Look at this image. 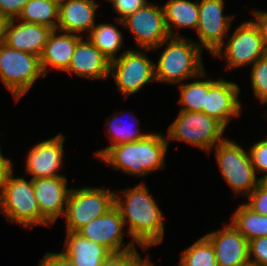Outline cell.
Wrapping results in <instances>:
<instances>
[{"label":"cell","mask_w":267,"mask_h":266,"mask_svg":"<svg viewBox=\"0 0 267 266\" xmlns=\"http://www.w3.org/2000/svg\"><path fill=\"white\" fill-rule=\"evenodd\" d=\"M114 206L120 211L124 224H128L129 236L144 251L163 242L165 225L162 211L145 182L121 193L114 192Z\"/></svg>","instance_id":"cell-1"},{"label":"cell","mask_w":267,"mask_h":266,"mask_svg":"<svg viewBox=\"0 0 267 266\" xmlns=\"http://www.w3.org/2000/svg\"><path fill=\"white\" fill-rule=\"evenodd\" d=\"M169 142L163 133H150L145 139L109 148L99 159L115 170L144 177L165 168Z\"/></svg>","instance_id":"cell-2"},{"label":"cell","mask_w":267,"mask_h":266,"mask_svg":"<svg viewBox=\"0 0 267 266\" xmlns=\"http://www.w3.org/2000/svg\"><path fill=\"white\" fill-rule=\"evenodd\" d=\"M163 46L165 49L162 50L157 64H154L157 82L181 84L186 79L206 77L203 50L192 38L170 37L153 50Z\"/></svg>","instance_id":"cell-3"},{"label":"cell","mask_w":267,"mask_h":266,"mask_svg":"<svg viewBox=\"0 0 267 266\" xmlns=\"http://www.w3.org/2000/svg\"><path fill=\"white\" fill-rule=\"evenodd\" d=\"M0 212L10 223L25 228L40 225V211L33 189V179L14 177L13 168L7 173L0 191Z\"/></svg>","instance_id":"cell-4"},{"label":"cell","mask_w":267,"mask_h":266,"mask_svg":"<svg viewBox=\"0 0 267 266\" xmlns=\"http://www.w3.org/2000/svg\"><path fill=\"white\" fill-rule=\"evenodd\" d=\"M226 127L217 119L203 112L180 110L176 119L168 127L167 141H182L210 153L214 147L224 141Z\"/></svg>","instance_id":"cell-5"},{"label":"cell","mask_w":267,"mask_h":266,"mask_svg":"<svg viewBox=\"0 0 267 266\" xmlns=\"http://www.w3.org/2000/svg\"><path fill=\"white\" fill-rule=\"evenodd\" d=\"M217 164L223 179L227 182L234 194L248 196L261 182L257 178L251 162L249 151L243 146L226 138L215 147ZM246 195V196H245Z\"/></svg>","instance_id":"cell-6"},{"label":"cell","mask_w":267,"mask_h":266,"mask_svg":"<svg viewBox=\"0 0 267 266\" xmlns=\"http://www.w3.org/2000/svg\"><path fill=\"white\" fill-rule=\"evenodd\" d=\"M40 77L45 75L39 56L0 45V79L15 101L18 102Z\"/></svg>","instance_id":"cell-7"},{"label":"cell","mask_w":267,"mask_h":266,"mask_svg":"<svg viewBox=\"0 0 267 266\" xmlns=\"http://www.w3.org/2000/svg\"><path fill=\"white\" fill-rule=\"evenodd\" d=\"M113 206L114 191L110 188L71 187L63 216L66 231L77 232L90 221L104 215Z\"/></svg>","instance_id":"cell-8"},{"label":"cell","mask_w":267,"mask_h":266,"mask_svg":"<svg viewBox=\"0 0 267 266\" xmlns=\"http://www.w3.org/2000/svg\"><path fill=\"white\" fill-rule=\"evenodd\" d=\"M227 37L229 39L212 55L222 59L225 56L226 70L251 66L265 56L260 30L252 19L239 24Z\"/></svg>","instance_id":"cell-9"},{"label":"cell","mask_w":267,"mask_h":266,"mask_svg":"<svg viewBox=\"0 0 267 266\" xmlns=\"http://www.w3.org/2000/svg\"><path fill=\"white\" fill-rule=\"evenodd\" d=\"M155 62L148 58L145 52L137 49L124 51L111 61L110 72L119 92L128 97L141 88L156 81Z\"/></svg>","instance_id":"cell-10"},{"label":"cell","mask_w":267,"mask_h":266,"mask_svg":"<svg viewBox=\"0 0 267 266\" xmlns=\"http://www.w3.org/2000/svg\"><path fill=\"white\" fill-rule=\"evenodd\" d=\"M114 20L133 34L135 43L145 52L152 51L164 40L170 38L165 24L163 7L153 2H148L122 21Z\"/></svg>","instance_id":"cell-11"},{"label":"cell","mask_w":267,"mask_h":266,"mask_svg":"<svg viewBox=\"0 0 267 266\" xmlns=\"http://www.w3.org/2000/svg\"><path fill=\"white\" fill-rule=\"evenodd\" d=\"M224 0H200L199 21L196 33L199 41L196 42L204 51L213 55L225 42L231 27V21L235 17L223 14Z\"/></svg>","instance_id":"cell-12"},{"label":"cell","mask_w":267,"mask_h":266,"mask_svg":"<svg viewBox=\"0 0 267 266\" xmlns=\"http://www.w3.org/2000/svg\"><path fill=\"white\" fill-rule=\"evenodd\" d=\"M66 176L33 179V189L40 211V224L51 226L60 216H64L71 188Z\"/></svg>","instance_id":"cell-13"},{"label":"cell","mask_w":267,"mask_h":266,"mask_svg":"<svg viewBox=\"0 0 267 266\" xmlns=\"http://www.w3.org/2000/svg\"><path fill=\"white\" fill-rule=\"evenodd\" d=\"M124 228L125 224L120 211L113 206L104 215L80 228L77 233L88 240L103 245L111 253H117L136 248V243L132 239L124 246Z\"/></svg>","instance_id":"cell-14"},{"label":"cell","mask_w":267,"mask_h":266,"mask_svg":"<svg viewBox=\"0 0 267 266\" xmlns=\"http://www.w3.org/2000/svg\"><path fill=\"white\" fill-rule=\"evenodd\" d=\"M211 78L208 79V94L202 112L227 128L231 119L241 116L240 86L221 76L217 80Z\"/></svg>","instance_id":"cell-15"},{"label":"cell","mask_w":267,"mask_h":266,"mask_svg":"<svg viewBox=\"0 0 267 266\" xmlns=\"http://www.w3.org/2000/svg\"><path fill=\"white\" fill-rule=\"evenodd\" d=\"M66 135H58L31 147L26 157V172L31 179L65 176L58 173L64 158Z\"/></svg>","instance_id":"cell-16"},{"label":"cell","mask_w":267,"mask_h":266,"mask_svg":"<svg viewBox=\"0 0 267 266\" xmlns=\"http://www.w3.org/2000/svg\"><path fill=\"white\" fill-rule=\"evenodd\" d=\"M204 236L214 247L217 266H239L249 261L248 241L231 222Z\"/></svg>","instance_id":"cell-17"},{"label":"cell","mask_w":267,"mask_h":266,"mask_svg":"<svg viewBox=\"0 0 267 266\" xmlns=\"http://www.w3.org/2000/svg\"><path fill=\"white\" fill-rule=\"evenodd\" d=\"M111 61L91 41L83 37L77 42L68 69L69 74L92 80L109 78Z\"/></svg>","instance_id":"cell-18"},{"label":"cell","mask_w":267,"mask_h":266,"mask_svg":"<svg viewBox=\"0 0 267 266\" xmlns=\"http://www.w3.org/2000/svg\"><path fill=\"white\" fill-rule=\"evenodd\" d=\"M16 21H19L16 24ZM53 29L48 26L11 19L5 43L10 48L41 56Z\"/></svg>","instance_id":"cell-19"},{"label":"cell","mask_w":267,"mask_h":266,"mask_svg":"<svg viewBox=\"0 0 267 266\" xmlns=\"http://www.w3.org/2000/svg\"><path fill=\"white\" fill-rule=\"evenodd\" d=\"M57 31L58 34L56 33ZM81 35L59 30H53L51 32L40 56V64L45 77L51 69L62 72H65L68 69L76 44L82 37H84L83 34Z\"/></svg>","instance_id":"cell-20"},{"label":"cell","mask_w":267,"mask_h":266,"mask_svg":"<svg viewBox=\"0 0 267 266\" xmlns=\"http://www.w3.org/2000/svg\"><path fill=\"white\" fill-rule=\"evenodd\" d=\"M98 6L95 0H68L60 3L57 30L77 35L83 32L89 34L96 22Z\"/></svg>","instance_id":"cell-21"},{"label":"cell","mask_w":267,"mask_h":266,"mask_svg":"<svg viewBox=\"0 0 267 266\" xmlns=\"http://www.w3.org/2000/svg\"><path fill=\"white\" fill-rule=\"evenodd\" d=\"M63 254L75 266H101L110 251L101 244L88 240L77 232L66 231Z\"/></svg>","instance_id":"cell-22"},{"label":"cell","mask_w":267,"mask_h":266,"mask_svg":"<svg viewBox=\"0 0 267 266\" xmlns=\"http://www.w3.org/2000/svg\"><path fill=\"white\" fill-rule=\"evenodd\" d=\"M165 24L170 37H181L173 29L191 28L197 30L199 21V0H168L163 6Z\"/></svg>","instance_id":"cell-23"},{"label":"cell","mask_w":267,"mask_h":266,"mask_svg":"<svg viewBox=\"0 0 267 266\" xmlns=\"http://www.w3.org/2000/svg\"><path fill=\"white\" fill-rule=\"evenodd\" d=\"M16 20L45 25L57 30L59 4L54 0H29Z\"/></svg>","instance_id":"cell-24"},{"label":"cell","mask_w":267,"mask_h":266,"mask_svg":"<svg viewBox=\"0 0 267 266\" xmlns=\"http://www.w3.org/2000/svg\"><path fill=\"white\" fill-rule=\"evenodd\" d=\"M110 61L117 58L123 46L122 32L113 24H95L86 36Z\"/></svg>","instance_id":"cell-25"},{"label":"cell","mask_w":267,"mask_h":266,"mask_svg":"<svg viewBox=\"0 0 267 266\" xmlns=\"http://www.w3.org/2000/svg\"><path fill=\"white\" fill-rule=\"evenodd\" d=\"M231 223L247 241L267 236V215L253 212L244 202L234 211Z\"/></svg>","instance_id":"cell-26"},{"label":"cell","mask_w":267,"mask_h":266,"mask_svg":"<svg viewBox=\"0 0 267 266\" xmlns=\"http://www.w3.org/2000/svg\"><path fill=\"white\" fill-rule=\"evenodd\" d=\"M118 114L112 115V117H109V119L106 121L105 126L107 127L108 132V140H110V145L107 146L104 149L97 150L95 156L96 158H100L109 148L113 146H117L120 144L128 143V142H134L139 141L142 139H145L149 133H143L140 132L139 129H135V125H130V123H124L122 119L119 117ZM111 118V119H110ZM134 128V129H132Z\"/></svg>","instance_id":"cell-27"},{"label":"cell","mask_w":267,"mask_h":266,"mask_svg":"<svg viewBox=\"0 0 267 266\" xmlns=\"http://www.w3.org/2000/svg\"><path fill=\"white\" fill-rule=\"evenodd\" d=\"M183 82L178 84L180 89V98L178 104L180 110L191 112H202L205 106L206 94H208V79ZM196 80V81H195Z\"/></svg>","instance_id":"cell-28"},{"label":"cell","mask_w":267,"mask_h":266,"mask_svg":"<svg viewBox=\"0 0 267 266\" xmlns=\"http://www.w3.org/2000/svg\"><path fill=\"white\" fill-rule=\"evenodd\" d=\"M178 266H217L213 245L205 236L200 237L181 252Z\"/></svg>","instance_id":"cell-29"},{"label":"cell","mask_w":267,"mask_h":266,"mask_svg":"<svg viewBox=\"0 0 267 266\" xmlns=\"http://www.w3.org/2000/svg\"><path fill=\"white\" fill-rule=\"evenodd\" d=\"M251 88L261 104H267V56L258 59L250 70Z\"/></svg>","instance_id":"cell-30"},{"label":"cell","mask_w":267,"mask_h":266,"mask_svg":"<svg viewBox=\"0 0 267 266\" xmlns=\"http://www.w3.org/2000/svg\"><path fill=\"white\" fill-rule=\"evenodd\" d=\"M149 260L148 255L141 258L140 252L134 248L123 252L110 253L101 266H144Z\"/></svg>","instance_id":"cell-31"},{"label":"cell","mask_w":267,"mask_h":266,"mask_svg":"<svg viewBox=\"0 0 267 266\" xmlns=\"http://www.w3.org/2000/svg\"><path fill=\"white\" fill-rule=\"evenodd\" d=\"M248 202L244 203L253 212L267 215V187L260 182L257 187L247 196Z\"/></svg>","instance_id":"cell-32"},{"label":"cell","mask_w":267,"mask_h":266,"mask_svg":"<svg viewBox=\"0 0 267 266\" xmlns=\"http://www.w3.org/2000/svg\"><path fill=\"white\" fill-rule=\"evenodd\" d=\"M248 257L257 266H267V236L248 241Z\"/></svg>","instance_id":"cell-33"},{"label":"cell","mask_w":267,"mask_h":266,"mask_svg":"<svg viewBox=\"0 0 267 266\" xmlns=\"http://www.w3.org/2000/svg\"><path fill=\"white\" fill-rule=\"evenodd\" d=\"M251 162L255 171H261L267 175V138L257 141L249 148Z\"/></svg>","instance_id":"cell-34"},{"label":"cell","mask_w":267,"mask_h":266,"mask_svg":"<svg viewBox=\"0 0 267 266\" xmlns=\"http://www.w3.org/2000/svg\"><path fill=\"white\" fill-rule=\"evenodd\" d=\"M110 2L115 12L119 14V17L116 16L114 19L120 21L148 3L147 0H111Z\"/></svg>","instance_id":"cell-35"},{"label":"cell","mask_w":267,"mask_h":266,"mask_svg":"<svg viewBox=\"0 0 267 266\" xmlns=\"http://www.w3.org/2000/svg\"><path fill=\"white\" fill-rule=\"evenodd\" d=\"M29 0H0V13L10 19H17Z\"/></svg>","instance_id":"cell-36"},{"label":"cell","mask_w":267,"mask_h":266,"mask_svg":"<svg viewBox=\"0 0 267 266\" xmlns=\"http://www.w3.org/2000/svg\"><path fill=\"white\" fill-rule=\"evenodd\" d=\"M40 263L43 266H75L62 252H46Z\"/></svg>","instance_id":"cell-37"},{"label":"cell","mask_w":267,"mask_h":266,"mask_svg":"<svg viewBox=\"0 0 267 266\" xmlns=\"http://www.w3.org/2000/svg\"><path fill=\"white\" fill-rule=\"evenodd\" d=\"M254 22L258 26L263 41L265 56H267V11L253 10Z\"/></svg>","instance_id":"cell-38"},{"label":"cell","mask_w":267,"mask_h":266,"mask_svg":"<svg viewBox=\"0 0 267 266\" xmlns=\"http://www.w3.org/2000/svg\"><path fill=\"white\" fill-rule=\"evenodd\" d=\"M11 159L4 157L0 148V191L3 183L5 182V178L7 173L13 168Z\"/></svg>","instance_id":"cell-39"},{"label":"cell","mask_w":267,"mask_h":266,"mask_svg":"<svg viewBox=\"0 0 267 266\" xmlns=\"http://www.w3.org/2000/svg\"><path fill=\"white\" fill-rule=\"evenodd\" d=\"M10 21L11 19L8 16L0 13V45L5 43L7 27Z\"/></svg>","instance_id":"cell-40"},{"label":"cell","mask_w":267,"mask_h":266,"mask_svg":"<svg viewBox=\"0 0 267 266\" xmlns=\"http://www.w3.org/2000/svg\"><path fill=\"white\" fill-rule=\"evenodd\" d=\"M261 179V182L267 187V175L259 177Z\"/></svg>","instance_id":"cell-41"},{"label":"cell","mask_w":267,"mask_h":266,"mask_svg":"<svg viewBox=\"0 0 267 266\" xmlns=\"http://www.w3.org/2000/svg\"><path fill=\"white\" fill-rule=\"evenodd\" d=\"M239 266H257L255 263L248 261L245 264L239 265Z\"/></svg>","instance_id":"cell-42"},{"label":"cell","mask_w":267,"mask_h":266,"mask_svg":"<svg viewBox=\"0 0 267 266\" xmlns=\"http://www.w3.org/2000/svg\"><path fill=\"white\" fill-rule=\"evenodd\" d=\"M144 266H155V265L152 261L149 260Z\"/></svg>","instance_id":"cell-43"},{"label":"cell","mask_w":267,"mask_h":266,"mask_svg":"<svg viewBox=\"0 0 267 266\" xmlns=\"http://www.w3.org/2000/svg\"><path fill=\"white\" fill-rule=\"evenodd\" d=\"M56 3H58V4H60V3H62V2H64V1H68V0H54Z\"/></svg>","instance_id":"cell-44"}]
</instances>
